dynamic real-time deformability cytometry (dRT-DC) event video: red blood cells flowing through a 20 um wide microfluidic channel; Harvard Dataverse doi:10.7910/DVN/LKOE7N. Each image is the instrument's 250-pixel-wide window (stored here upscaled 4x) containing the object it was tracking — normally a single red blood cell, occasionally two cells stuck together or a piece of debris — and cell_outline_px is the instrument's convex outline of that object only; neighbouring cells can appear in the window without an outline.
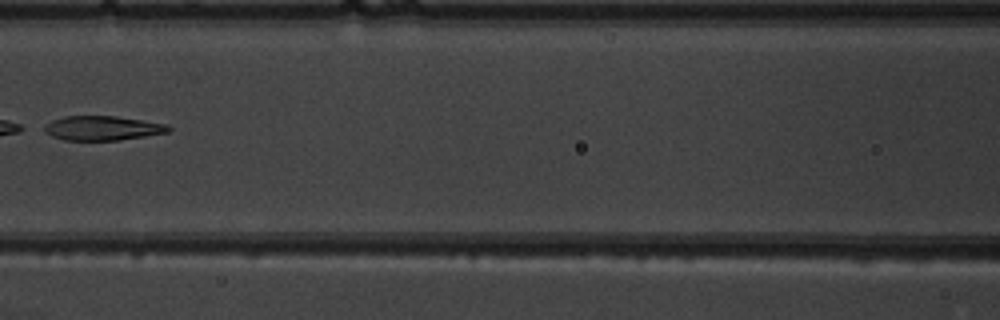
{"species": "common noctule bat (a hibernating species)", "species_latin": "Nyctalus noctula", "temperature_condition": "warm", "stored_images_in_passage": 6, "camera_frame_rate_fps": 3000, "um_per_image_px": 0.085, "animal": {"sex": "male", "body_mass_g": 19.5, "forearm_length_mm": 54.6}, "frame": {"image": 1, "passage_image": 6, "time_ms": 6.0, "image_size_px": [1000, 320], "cell_outline_px": [[172, 128], [168, 132], [120, 140], [64, 140], [52, 136], [44, 132], [40, 128], [52, 120], [64, 116], [116, 116], [168, 124]], "centroid_in_image_um": [8.68, 10.89], "position_along_channel_um": 157.9, "area_um2": 17.74}}